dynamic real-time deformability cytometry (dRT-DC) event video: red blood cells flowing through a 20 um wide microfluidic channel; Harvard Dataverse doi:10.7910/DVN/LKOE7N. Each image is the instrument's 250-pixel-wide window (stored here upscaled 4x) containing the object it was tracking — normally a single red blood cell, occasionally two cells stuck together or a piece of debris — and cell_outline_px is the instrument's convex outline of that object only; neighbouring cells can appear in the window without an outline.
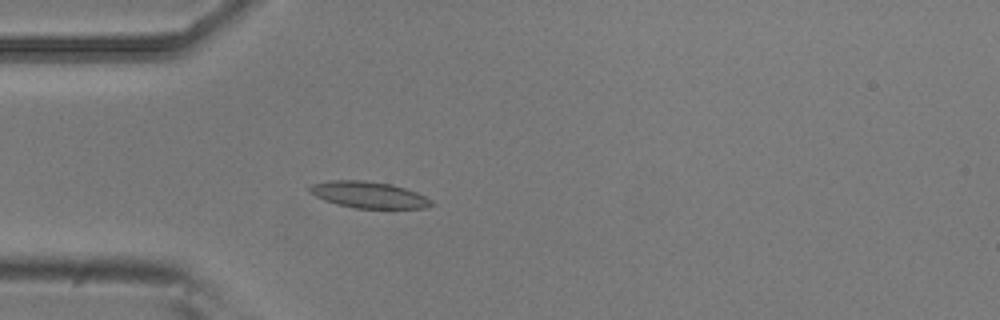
{"species": "common noctule bat (a hibernating species)", "species_latin": "Nyctalus noctula", "temperature_condition": "room temperature", "stored_images_in_passage": 3, "camera_frame_rate_fps": 3000, "um_per_image_px": 0.085, "animal": {"sex": "male", "body_mass_g": 20.5, "forearm_length_mm": 52.5}, "frame": {"image": 1, "passage_image": 3, "time_ms": 0.667, "image_size_px": [1000, 320], "cell_outline_px": [[436, 204], [424, 208], [352, 208], [336, 204], [324, 200], [308, 192], [308, 188], [312, 184], [332, 180], [364, 180], [392, 184], [416, 192], [432, 200]], "centroid_in_image_um": [31.33, 16.56], "position_along_channel_um": 53.7, "area_um2": 18.84}}